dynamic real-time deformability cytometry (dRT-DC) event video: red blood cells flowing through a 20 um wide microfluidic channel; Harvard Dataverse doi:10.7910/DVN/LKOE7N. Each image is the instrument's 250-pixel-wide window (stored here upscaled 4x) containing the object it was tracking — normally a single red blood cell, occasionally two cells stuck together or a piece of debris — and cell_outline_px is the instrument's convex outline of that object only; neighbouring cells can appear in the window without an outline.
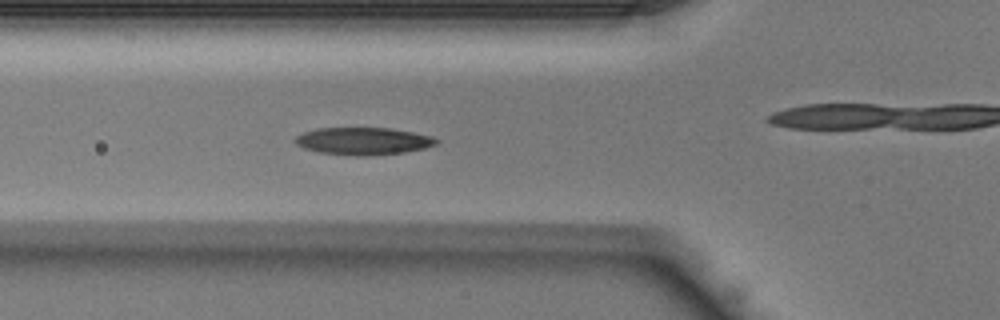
{"species": "Egyptian fruit bat (a non-hibernating species)", "species_latin": "Rousettus aegyptiacus", "temperature_condition": "warm", "stored_images_in_passage": 34, "camera_frame_rate_fps": 3000, "um_per_image_px": 0.085, "animal": {"sex": "male"}, "frame": {"image": 1, "passage_image": 6, "time_ms": 1.667, "image_size_px": [1000, 320], "cell_outline_px": [[440, 140], [436, 144], [424, 148], [404, 152], [368, 156], [356, 156], [320, 152], [304, 148], [296, 144], [292, 140], [296, 136], [304, 132], [316, 128], [392, 128], [432, 136]], "centroid_in_image_um": [30.86, 11.99], "position_along_channel_um": 94.9, "area_um2": 22.54}}